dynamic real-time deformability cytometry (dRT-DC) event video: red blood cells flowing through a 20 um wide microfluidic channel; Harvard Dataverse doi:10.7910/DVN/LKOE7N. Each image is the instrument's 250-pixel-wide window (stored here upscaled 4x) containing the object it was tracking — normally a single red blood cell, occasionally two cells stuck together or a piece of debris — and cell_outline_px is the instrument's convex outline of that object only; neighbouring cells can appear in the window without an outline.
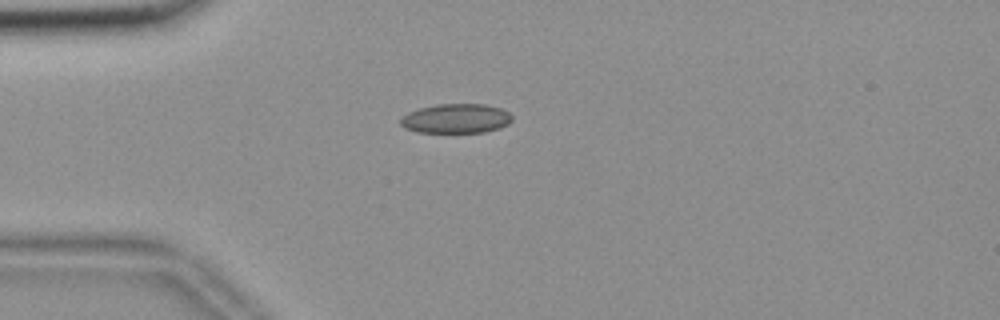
{"species": "common noctule bat (a hibernating species)", "species_latin": "Nyctalus noctula", "temperature_condition": "room temperature", "stored_images_in_passage": 42, "camera_frame_rate_fps": 3000, "um_per_image_px": 0.085, "animal": {"sex": "female", "body_mass_g": 18.4}, "frame": {"image": 1, "passage_image": 1, "time_ms": 0.0, "image_size_px": [1000, 320], "cell_outline_px": [[512, 120], [508, 124], [500, 128], [484, 132], [416, 132], [404, 128], [400, 124], [400, 120], [408, 112], [420, 108], [436, 104], [484, 104], [500, 108], [508, 112], [512, 116]], "centroid_in_image_um": [38.76, 10.07], "position_along_channel_um": 46.2, "area_um2": 19.13}}
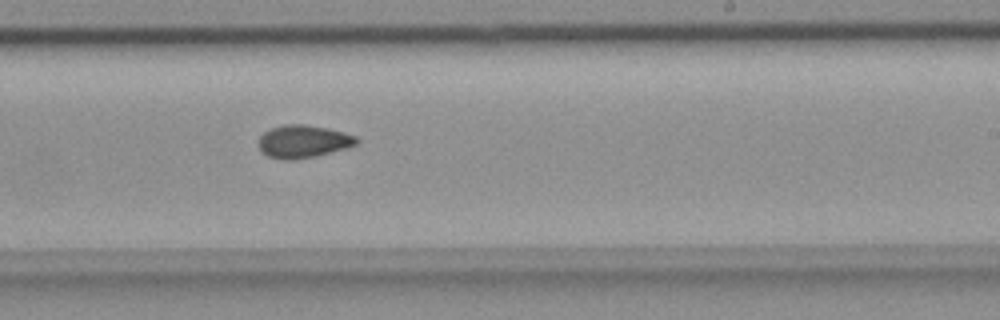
{"frame": {"image": 2, "passage_image": 20, "time_ms": 6.333, "image_size_px": [1000, 320], "cell_outline_px": [[360, 140], [356, 144], [348, 148], [316, 156], [292, 160], [284, 160], [268, 156], [260, 148], [260, 136], [268, 128], [284, 124], [304, 124], [328, 128], [344, 132], [356, 136]], "centroid_in_image_um": [25.8, 12.01], "position_along_channel_um": 263.2, "area_um2": 18.79}}
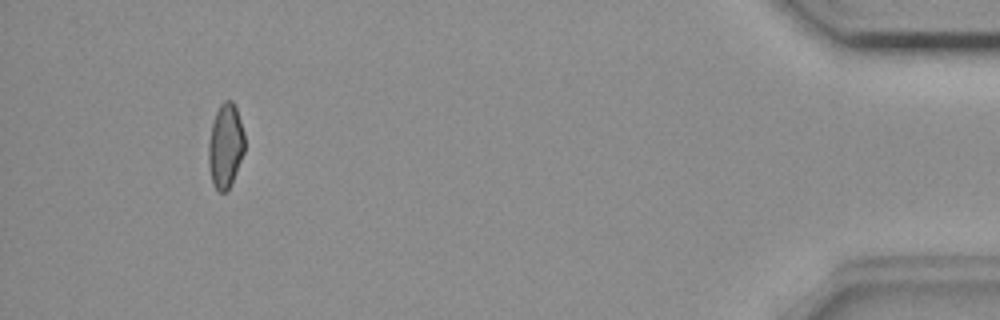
{"frame": {"image": 3, "passage_image": 38, "time_ms": 12.333, "image_size_px": [1000, 320], "cell_outline_px": [[244, 152], [232, 180], [228, 188], [224, 192], [220, 192], [212, 184], [208, 164], [208, 140], [212, 124], [216, 112], [220, 104], [224, 100], [232, 100], [236, 108], [244, 132]], "centroid_in_image_um": [19.14, 12.37], "position_along_channel_um": 416.1, "area_um2": 17.63}, "authors_computed_cell_mechanics": {"area_um2": 18.207, "velocity_mm_per_s": 3.6933, "shape_relaxation_time_tau1_ms": 10.969, "shape_relaxation_time_tau2_ms": 3.2399, "deformation_change_tau1": 0.1462, "deformation_change_tau2": 0.0683}}